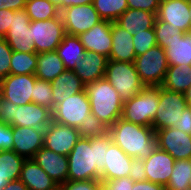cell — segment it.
Segmentation results:
<instances>
[{"label":"cell","mask_w":191,"mask_h":190,"mask_svg":"<svg viewBox=\"0 0 191 190\" xmlns=\"http://www.w3.org/2000/svg\"><path fill=\"white\" fill-rule=\"evenodd\" d=\"M108 58L93 51H85L82 61L76 63V75L86 85L105 77Z\"/></svg>","instance_id":"22"},{"label":"cell","mask_w":191,"mask_h":190,"mask_svg":"<svg viewBox=\"0 0 191 190\" xmlns=\"http://www.w3.org/2000/svg\"><path fill=\"white\" fill-rule=\"evenodd\" d=\"M191 3L187 0H164L160 2L157 18L168 22L174 29L185 33L191 32Z\"/></svg>","instance_id":"15"},{"label":"cell","mask_w":191,"mask_h":190,"mask_svg":"<svg viewBox=\"0 0 191 190\" xmlns=\"http://www.w3.org/2000/svg\"><path fill=\"white\" fill-rule=\"evenodd\" d=\"M93 0H66V8L76 5L92 4Z\"/></svg>","instance_id":"52"},{"label":"cell","mask_w":191,"mask_h":190,"mask_svg":"<svg viewBox=\"0 0 191 190\" xmlns=\"http://www.w3.org/2000/svg\"><path fill=\"white\" fill-rule=\"evenodd\" d=\"M128 8L144 10L157 14L160 2L158 0H127Z\"/></svg>","instance_id":"43"},{"label":"cell","mask_w":191,"mask_h":190,"mask_svg":"<svg viewBox=\"0 0 191 190\" xmlns=\"http://www.w3.org/2000/svg\"><path fill=\"white\" fill-rule=\"evenodd\" d=\"M48 1L53 5H55L60 12L66 8V0H48Z\"/></svg>","instance_id":"53"},{"label":"cell","mask_w":191,"mask_h":190,"mask_svg":"<svg viewBox=\"0 0 191 190\" xmlns=\"http://www.w3.org/2000/svg\"><path fill=\"white\" fill-rule=\"evenodd\" d=\"M102 184L100 180L69 181L59 185V190H97Z\"/></svg>","instance_id":"41"},{"label":"cell","mask_w":191,"mask_h":190,"mask_svg":"<svg viewBox=\"0 0 191 190\" xmlns=\"http://www.w3.org/2000/svg\"><path fill=\"white\" fill-rule=\"evenodd\" d=\"M93 7L102 20L116 21L127 9V0H93Z\"/></svg>","instance_id":"35"},{"label":"cell","mask_w":191,"mask_h":190,"mask_svg":"<svg viewBox=\"0 0 191 190\" xmlns=\"http://www.w3.org/2000/svg\"><path fill=\"white\" fill-rule=\"evenodd\" d=\"M24 10L31 21L49 20L58 17L61 13L48 0H27Z\"/></svg>","instance_id":"33"},{"label":"cell","mask_w":191,"mask_h":190,"mask_svg":"<svg viewBox=\"0 0 191 190\" xmlns=\"http://www.w3.org/2000/svg\"><path fill=\"white\" fill-rule=\"evenodd\" d=\"M26 2L27 0H0V10H23L25 8Z\"/></svg>","instance_id":"49"},{"label":"cell","mask_w":191,"mask_h":190,"mask_svg":"<svg viewBox=\"0 0 191 190\" xmlns=\"http://www.w3.org/2000/svg\"><path fill=\"white\" fill-rule=\"evenodd\" d=\"M132 160L118 145L112 143L106 150L105 167L100 181L129 176Z\"/></svg>","instance_id":"21"},{"label":"cell","mask_w":191,"mask_h":190,"mask_svg":"<svg viewBox=\"0 0 191 190\" xmlns=\"http://www.w3.org/2000/svg\"><path fill=\"white\" fill-rule=\"evenodd\" d=\"M38 63V54L12 51L10 74L35 75Z\"/></svg>","instance_id":"34"},{"label":"cell","mask_w":191,"mask_h":190,"mask_svg":"<svg viewBox=\"0 0 191 190\" xmlns=\"http://www.w3.org/2000/svg\"><path fill=\"white\" fill-rule=\"evenodd\" d=\"M60 14L68 35L79 36L102 21L93 4L70 6Z\"/></svg>","instance_id":"10"},{"label":"cell","mask_w":191,"mask_h":190,"mask_svg":"<svg viewBox=\"0 0 191 190\" xmlns=\"http://www.w3.org/2000/svg\"><path fill=\"white\" fill-rule=\"evenodd\" d=\"M79 139L80 134L77 128L51 121L45 128L44 147L60 155L68 156Z\"/></svg>","instance_id":"14"},{"label":"cell","mask_w":191,"mask_h":190,"mask_svg":"<svg viewBox=\"0 0 191 190\" xmlns=\"http://www.w3.org/2000/svg\"><path fill=\"white\" fill-rule=\"evenodd\" d=\"M189 190H191V176H189Z\"/></svg>","instance_id":"58"},{"label":"cell","mask_w":191,"mask_h":190,"mask_svg":"<svg viewBox=\"0 0 191 190\" xmlns=\"http://www.w3.org/2000/svg\"><path fill=\"white\" fill-rule=\"evenodd\" d=\"M159 149L168 152L175 160L191 159V135L175 127L155 131Z\"/></svg>","instance_id":"13"},{"label":"cell","mask_w":191,"mask_h":190,"mask_svg":"<svg viewBox=\"0 0 191 190\" xmlns=\"http://www.w3.org/2000/svg\"><path fill=\"white\" fill-rule=\"evenodd\" d=\"M157 14L128 8L115 22L128 33L137 35L140 32L154 28Z\"/></svg>","instance_id":"26"},{"label":"cell","mask_w":191,"mask_h":190,"mask_svg":"<svg viewBox=\"0 0 191 190\" xmlns=\"http://www.w3.org/2000/svg\"><path fill=\"white\" fill-rule=\"evenodd\" d=\"M91 113L90 100L86 90L69 96L52 111V121L78 128L82 119Z\"/></svg>","instance_id":"9"},{"label":"cell","mask_w":191,"mask_h":190,"mask_svg":"<svg viewBox=\"0 0 191 190\" xmlns=\"http://www.w3.org/2000/svg\"><path fill=\"white\" fill-rule=\"evenodd\" d=\"M13 112L14 103L11 101L2 99L1 109H0V122L13 126Z\"/></svg>","instance_id":"46"},{"label":"cell","mask_w":191,"mask_h":190,"mask_svg":"<svg viewBox=\"0 0 191 190\" xmlns=\"http://www.w3.org/2000/svg\"><path fill=\"white\" fill-rule=\"evenodd\" d=\"M101 182L107 190H132L134 185V181L129 176Z\"/></svg>","instance_id":"44"},{"label":"cell","mask_w":191,"mask_h":190,"mask_svg":"<svg viewBox=\"0 0 191 190\" xmlns=\"http://www.w3.org/2000/svg\"><path fill=\"white\" fill-rule=\"evenodd\" d=\"M85 90L90 100L91 113L95 117L109 127L121 118L123 102L105 78L86 84Z\"/></svg>","instance_id":"3"},{"label":"cell","mask_w":191,"mask_h":190,"mask_svg":"<svg viewBox=\"0 0 191 190\" xmlns=\"http://www.w3.org/2000/svg\"><path fill=\"white\" fill-rule=\"evenodd\" d=\"M30 22L31 20L24 9L14 11L9 31L4 37L12 51L23 53L35 52Z\"/></svg>","instance_id":"11"},{"label":"cell","mask_w":191,"mask_h":190,"mask_svg":"<svg viewBox=\"0 0 191 190\" xmlns=\"http://www.w3.org/2000/svg\"><path fill=\"white\" fill-rule=\"evenodd\" d=\"M187 107L183 93H177L159 86V104L152 123V128L157 131L174 127Z\"/></svg>","instance_id":"8"},{"label":"cell","mask_w":191,"mask_h":190,"mask_svg":"<svg viewBox=\"0 0 191 190\" xmlns=\"http://www.w3.org/2000/svg\"><path fill=\"white\" fill-rule=\"evenodd\" d=\"M25 160L13 150L0 151V175L8 182L18 180Z\"/></svg>","instance_id":"31"},{"label":"cell","mask_w":191,"mask_h":190,"mask_svg":"<svg viewBox=\"0 0 191 190\" xmlns=\"http://www.w3.org/2000/svg\"><path fill=\"white\" fill-rule=\"evenodd\" d=\"M174 127L191 135V107H186L181 115V118L175 122Z\"/></svg>","instance_id":"47"},{"label":"cell","mask_w":191,"mask_h":190,"mask_svg":"<svg viewBox=\"0 0 191 190\" xmlns=\"http://www.w3.org/2000/svg\"><path fill=\"white\" fill-rule=\"evenodd\" d=\"M112 47L108 60L134 63L136 54L133 35L119 26L115 21L111 27Z\"/></svg>","instance_id":"23"},{"label":"cell","mask_w":191,"mask_h":190,"mask_svg":"<svg viewBox=\"0 0 191 190\" xmlns=\"http://www.w3.org/2000/svg\"><path fill=\"white\" fill-rule=\"evenodd\" d=\"M2 94H1V91H0V109H1V103H2Z\"/></svg>","instance_id":"57"},{"label":"cell","mask_w":191,"mask_h":190,"mask_svg":"<svg viewBox=\"0 0 191 190\" xmlns=\"http://www.w3.org/2000/svg\"><path fill=\"white\" fill-rule=\"evenodd\" d=\"M29 190H59L54 181L33 158L26 159L19 178Z\"/></svg>","instance_id":"24"},{"label":"cell","mask_w":191,"mask_h":190,"mask_svg":"<svg viewBox=\"0 0 191 190\" xmlns=\"http://www.w3.org/2000/svg\"><path fill=\"white\" fill-rule=\"evenodd\" d=\"M52 85L53 110L69 96L85 90V84L74 70H66L50 82Z\"/></svg>","instance_id":"25"},{"label":"cell","mask_w":191,"mask_h":190,"mask_svg":"<svg viewBox=\"0 0 191 190\" xmlns=\"http://www.w3.org/2000/svg\"><path fill=\"white\" fill-rule=\"evenodd\" d=\"M154 30L156 43L163 49L168 45V43L172 42L173 40L183 38L185 34V32L174 29L171 24L161 21L158 18L156 19Z\"/></svg>","instance_id":"37"},{"label":"cell","mask_w":191,"mask_h":190,"mask_svg":"<svg viewBox=\"0 0 191 190\" xmlns=\"http://www.w3.org/2000/svg\"><path fill=\"white\" fill-rule=\"evenodd\" d=\"M191 86V65L169 66L161 84L162 88L177 93H185Z\"/></svg>","instance_id":"29"},{"label":"cell","mask_w":191,"mask_h":190,"mask_svg":"<svg viewBox=\"0 0 191 190\" xmlns=\"http://www.w3.org/2000/svg\"><path fill=\"white\" fill-rule=\"evenodd\" d=\"M97 190H107L102 184L98 187Z\"/></svg>","instance_id":"56"},{"label":"cell","mask_w":191,"mask_h":190,"mask_svg":"<svg viewBox=\"0 0 191 190\" xmlns=\"http://www.w3.org/2000/svg\"><path fill=\"white\" fill-rule=\"evenodd\" d=\"M132 190H166L165 186L150 181L134 182Z\"/></svg>","instance_id":"50"},{"label":"cell","mask_w":191,"mask_h":190,"mask_svg":"<svg viewBox=\"0 0 191 190\" xmlns=\"http://www.w3.org/2000/svg\"><path fill=\"white\" fill-rule=\"evenodd\" d=\"M14 11L9 9L0 10V38H4L9 31Z\"/></svg>","instance_id":"48"},{"label":"cell","mask_w":191,"mask_h":190,"mask_svg":"<svg viewBox=\"0 0 191 190\" xmlns=\"http://www.w3.org/2000/svg\"><path fill=\"white\" fill-rule=\"evenodd\" d=\"M104 78L114 87L123 103L145 88L134 63L108 60Z\"/></svg>","instance_id":"4"},{"label":"cell","mask_w":191,"mask_h":190,"mask_svg":"<svg viewBox=\"0 0 191 190\" xmlns=\"http://www.w3.org/2000/svg\"><path fill=\"white\" fill-rule=\"evenodd\" d=\"M129 177L134 182L146 181L144 160L133 158Z\"/></svg>","instance_id":"45"},{"label":"cell","mask_w":191,"mask_h":190,"mask_svg":"<svg viewBox=\"0 0 191 190\" xmlns=\"http://www.w3.org/2000/svg\"><path fill=\"white\" fill-rule=\"evenodd\" d=\"M111 144L109 134L95 138H80L67 156V180H100L105 167L106 150Z\"/></svg>","instance_id":"1"},{"label":"cell","mask_w":191,"mask_h":190,"mask_svg":"<svg viewBox=\"0 0 191 190\" xmlns=\"http://www.w3.org/2000/svg\"><path fill=\"white\" fill-rule=\"evenodd\" d=\"M77 130L80 138H95L107 135L109 126L90 113L86 118L82 119L81 125Z\"/></svg>","instance_id":"36"},{"label":"cell","mask_w":191,"mask_h":190,"mask_svg":"<svg viewBox=\"0 0 191 190\" xmlns=\"http://www.w3.org/2000/svg\"><path fill=\"white\" fill-rule=\"evenodd\" d=\"M164 50L169 66L191 65V32L168 43Z\"/></svg>","instance_id":"30"},{"label":"cell","mask_w":191,"mask_h":190,"mask_svg":"<svg viewBox=\"0 0 191 190\" xmlns=\"http://www.w3.org/2000/svg\"><path fill=\"white\" fill-rule=\"evenodd\" d=\"M112 22L102 20L92 29L80 34L78 37L85 51H93L109 58L112 47Z\"/></svg>","instance_id":"19"},{"label":"cell","mask_w":191,"mask_h":190,"mask_svg":"<svg viewBox=\"0 0 191 190\" xmlns=\"http://www.w3.org/2000/svg\"><path fill=\"white\" fill-rule=\"evenodd\" d=\"M132 39L136 57L144 54L149 49L157 45L154 28L140 32L137 35H133Z\"/></svg>","instance_id":"39"},{"label":"cell","mask_w":191,"mask_h":190,"mask_svg":"<svg viewBox=\"0 0 191 190\" xmlns=\"http://www.w3.org/2000/svg\"><path fill=\"white\" fill-rule=\"evenodd\" d=\"M30 31L37 54L56 51V48L66 35L61 14L58 17L45 21H31Z\"/></svg>","instance_id":"7"},{"label":"cell","mask_w":191,"mask_h":190,"mask_svg":"<svg viewBox=\"0 0 191 190\" xmlns=\"http://www.w3.org/2000/svg\"><path fill=\"white\" fill-rule=\"evenodd\" d=\"M64 71L66 68L56 51L38 53L36 78L51 82Z\"/></svg>","instance_id":"28"},{"label":"cell","mask_w":191,"mask_h":190,"mask_svg":"<svg viewBox=\"0 0 191 190\" xmlns=\"http://www.w3.org/2000/svg\"><path fill=\"white\" fill-rule=\"evenodd\" d=\"M159 104V87H145L138 95L123 103L121 118L152 127Z\"/></svg>","instance_id":"5"},{"label":"cell","mask_w":191,"mask_h":190,"mask_svg":"<svg viewBox=\"0 0 191 190\" xmlns=\"http://www.w3.org/2000/svg\"><path fill=\"white\" fill-rule=\"evenodd\" d=\"M191 176V159L175 160L166 190H189Z\"/></svg>","instance_id":"32"},{"label":"cell","mask_w":191,"mask_h":190,"mask_svg":"<svg viewBox=\"0 0 191 190\" xmlns=\"http://www.w3.org/2000/svg\"><path fill=\"white\" fill-rule=\"evenodd\" d=\"M12 49L4 38H0V78L10 74Z\"/></svg>","instance_id":"40"},{"label":"cell","mask_w":191,"mask_h":190,"mask_svg":"<svg viewBox=\"0 0 191 190\" xmlns=\"http://www.w3.org/2000/svg\"><path fill=\"white\" fill-rule=\"evenodd\" d=\"M13 150V126L0 122V151Z\"/></svg>","instance_id":"42"},{"label":"cell","mask_w":191,"mask_h":190,"mask_svg":"<svg viewBox=\"0 0 191 190\" xmlns=\"http://www.w3.org/2000/svg\"><path fill=\"white\" fill-rule=\"evenodd\" d=\"M13 126L46 128L52 121V111L36 103L16 105L14 103Z\"/></svg>","instance_id":"18"},{"label":"cell","mask_w":191,"mask_h":190,"mask_svg":"<svg viewBox=\"0 0 191 190\" xmlns=\"http://www.w3.org/2000/svg\"><path fill=\"white\" fill-rule=\"evenodd\" d=\"M7 184L8 181L5 179V177L0 175V190H2Z\"/></svg>","instance_id":"55"},{"label":"cell","mask_w":191,"mask_h":190,"mask_svg":"<svg viewBox=\"0 0 191 190\" xmlns=\"http://www.w3.org/2000/svg\"><path fill=\"white\" fill-rule=\"evenodd\" d=\"M2 190H29L26 185L20 180L9 181Z\"/></svg>","instance_id":"51"},{"label":"cell","mask_w":191,"mask_h":190,"mask_svg":"<svg viewBox=\"0 0 191 190\" xmlns=\"http://www.w3.org/2000/svg\"><path fill=\"white\" fill-rule=\"evenodd\" d=\"M185 99L187 101V106L191 107V86L184 93Z\"/></svg>","instance_id":"54"},{"label":"cell","mask_w":191,"mask_h":190,"mask_svg":"<svg viewBox=\"0 0 191 190\" xmlns=\"http://www.w3.org/2000/svg\"><path fill=\"white\" fill-rule=\"evenodd\" d=\"M32 102L53 111L52 85L50 82L36 78Z\"/></svg>","instance_id":"38"},{"label":"cell","mask_w":191,"mask_h":190,"mask_svg":"<svg viewBox=\"0 0 191 190\" xmlns=\"http://www.w3.org/2000/svg\"><path fill=\"white\" fill-rule=\"evenodd\" d=\"M34 161L54 180L58 185L65 183L68 177V158L46 147H42L33 157Z\"/></svg>","instance_id":"20"},{"label":"cell","mask_w":191,"mask_h":190,"mask_svg":"<svg viewBox=\"0 0 191 190\" xmlns=\"http://www.w3.org/2000/svg\"><path fill=\"white\" fill-rule=\"evenodd\" d=\"M174 163L175 159L168 152L156 147L153 153L144 159L146 181L166 186Z\"/></svg>","instance_id":"17"},{"label":"cell","mask_w":191,"mask_h":190,"mask_svg":"<svg viewBox=\"0 0 191 190\" xmlns=\"http://www.w3.org/2000/svg\"><path fill=\"white\" fill-rule=\"evenodd\" d=\"M112 143L118 145L128 156L144 160L157 147L155 130L119 118L109 127Z\"/></svg>","instance_id":"2"},{"label":"cell","mask_w":191,"mask_h":190,"mask_svg":"<svg viewBox=\"0 0 191 190\" xmlns=\"http://www.w3.org/2000/svg\"><path fill=\"white\" fill-rule=\"evenodd\" d=\"M59 58L64 63L66 70H74L76 63L82 61L85 54V48L78 36L66 34L56 48Z\"/></svg>","instance_id":"27"},{"label":"cell","mask_w":191,"mask_h":190,"mask_svg":"<svg viewBox=\"0 0 191 190\" xmlns=\"http://www.w3.org/2000/svg\"><path fill=\"white\" fill-rule=\"evenodd\" d=\"M44 128L13 126V151L26 159L44 146Z\"/></svg>","instance_id":"16"},{"label":"cell","mask_w":191,"mask_h":190,"mask_svg":"<svg viewBox=\"0 0 191 190\" xmlns=\"http://www.w3.org/2000/svg\"><path fill=\"white\" fill-rule=\"evenodd\" d=\"M35 80V75L9 74L1 81L2 98L18 106L31 103Z\"/></svg>","instance_id":"12"},{"label":"cell","mask_w":191,"mask_h":190,"mask_svg":"<svg viewBox=\"0 0 191 190\" xmlns=\"http://www.w3.org/2000/svg\"><path fill=\"white\" fill-rule=\"evenodd\" d=\"M134 65L145 87L161 86L169 67L165 50L159 45L135 57Z\"/></svg>","instance_id":"6"}]
</instances>
